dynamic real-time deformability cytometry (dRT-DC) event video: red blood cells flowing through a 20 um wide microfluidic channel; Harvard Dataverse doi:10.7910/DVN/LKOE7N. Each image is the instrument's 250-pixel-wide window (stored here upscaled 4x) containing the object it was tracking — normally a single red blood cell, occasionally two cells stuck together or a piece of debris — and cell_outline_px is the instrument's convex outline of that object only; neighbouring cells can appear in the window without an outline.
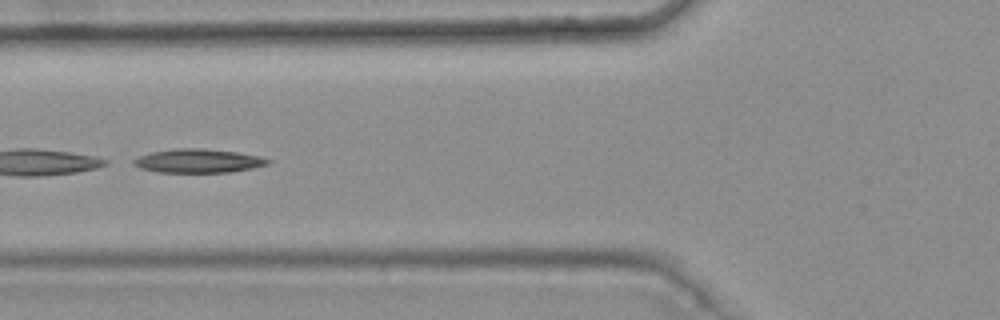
{"species": "common noctule bat (a hibernating species)", "species_latin": "Nyctalus noctula", "temperature_condition": "warm", "stored_images_in_passage": 8, "camera_frame_rate_fps": 3000, "um_per_image_px": 0.085, "animal": {"sex": "female", "body_mass_g": 25.1}, "frame": {"image": 1, "passage_image": 6, "time_ms": 1.667, "image_size_px": [1000, 320], "cell_outline_px": [[272, 160], [268, 164], [252, 168], [228, 172], [156, 172], [140, 168], [132, 164], [132, 160], [140, 156], [152, 152], [176, 148], [196, 148], [236, 152], [260, 156]], "centroid_in_image_um": [16.83, 13.68], "position_along_channel_um": 109.0, "area_um2": 18.44}}